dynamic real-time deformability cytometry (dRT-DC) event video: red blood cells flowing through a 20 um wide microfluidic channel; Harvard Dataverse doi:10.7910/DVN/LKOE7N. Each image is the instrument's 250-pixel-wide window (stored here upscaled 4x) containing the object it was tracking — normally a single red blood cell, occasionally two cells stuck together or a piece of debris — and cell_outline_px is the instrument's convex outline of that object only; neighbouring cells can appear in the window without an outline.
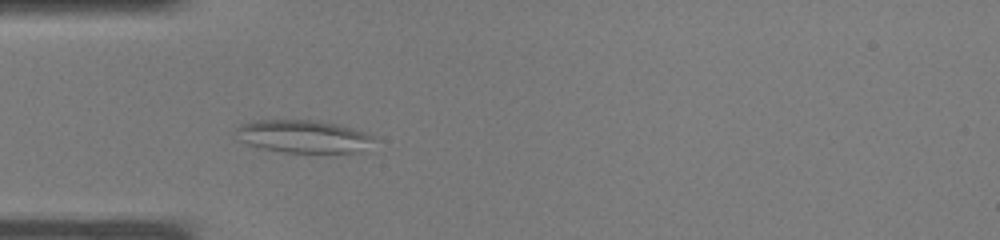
{"species": "common noctule bat (a hibernating species)", "species_latin": "Nyctalus noctula", "temperature_condition": "warm", "stored_images_in_passage": 30, "camera_frame_rate_fps": 3000, "um_per_image_px": 0.085, "animal": {"sex": "male", "body_mass_g": 19.0, "forearm_length_mm": 50.8}, "frame": {"image": 1, "passage_image": 4, "time_ms": 1.0, "image_size_px": [1000, 240], "cell_outline_px": [[380, 140], [356, 152], [284, 152], [260, 148], [236, 140], [236, 128], [240, 124], [256, 120], [316, 120], [336, 124], [352, 128], [376, 136]], "centroid_in_image_um": [25.77, 11.59], "position_along_channel_um": 59.2, "area_um2": 26.53}}
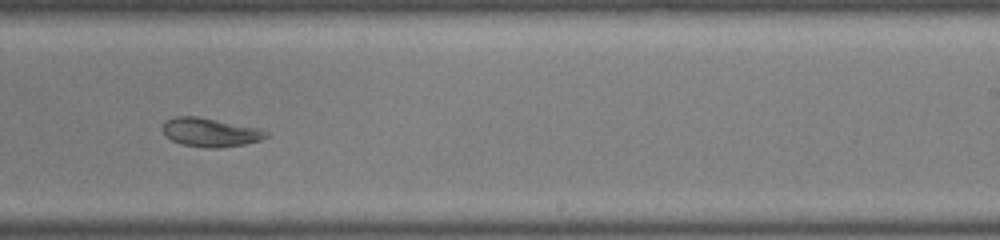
{"frame": {"image": 2, "passage_image": 16, "time_ms": 5.0, "image_size_px": [1000, 240], "cell_outline_px": [[272, 136], [260, 140], [244, 144], [220, 148], [204, 148], [180, 144], [164, 136], [160, 128], [168, 120], [176, 116], [196, 116], [260, 128], [268, 132]], "centroid_in_image_um": [17.88, 11.26], "position_along_channel_um": 271.1, "area_um2": 17.57}}
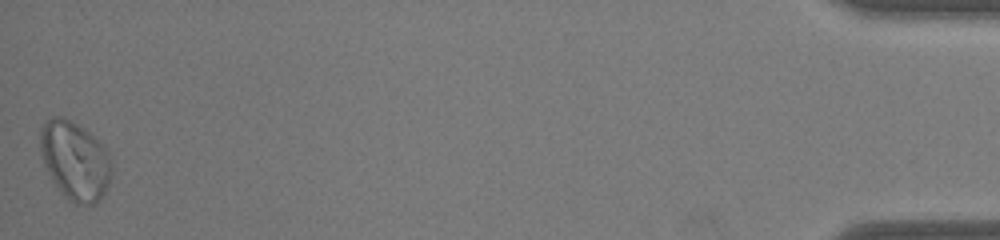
{"frame": {"image": 3, "passage_image": 30, "time_ms": 9.667, "image_size_px": [1000, 240], "cell_outline_px": [[112, 172], [104, 192], [100, 200], [96, 204], [76, 204], [64, 196], [60, 192], [44, 160], [40, 148], [40, 132], [44, 124], [52, 116], [64, 116], [84, 128], [108, 152], [112, 164]], "centroid_in_image_um": [6.39, 13.64], "position_along_channel_um": 428.8, "area_um2": 32.08}}